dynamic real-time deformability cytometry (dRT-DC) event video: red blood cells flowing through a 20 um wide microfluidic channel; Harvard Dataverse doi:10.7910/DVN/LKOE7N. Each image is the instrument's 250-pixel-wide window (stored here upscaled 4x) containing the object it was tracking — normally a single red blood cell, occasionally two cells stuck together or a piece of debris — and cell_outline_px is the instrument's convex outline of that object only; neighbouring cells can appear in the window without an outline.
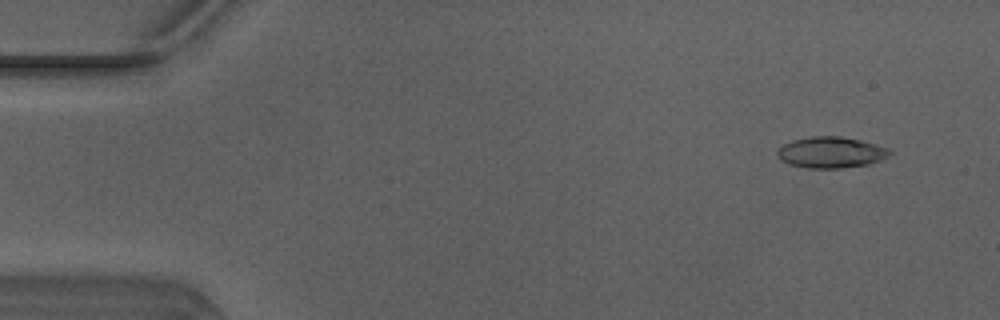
{"species": "Egyptian fruit bat (a non-hibernating species)", "species_latin": "Rousettus aegyptiacus", "temperature_condition": "warm", "stored_images_in_passage": 48, "camera_frame_rate_fps": 3000, "um_per_image_px": 0.085, "animal": {"sex": "male"}, "frame": {"image": 1, "passage_image": 4, "time_ms": 1.0, "image_size_px": [1000, 320], "cell_outline_px": [[892, 152], [888, 156], [880, 160], [868, 164], [844, 168], [808, 168], [788, 164], [780, 160], [776, 152], [784, 144], [792, 140], [812, 136], [840, 136], [860, 140], [876, 144], [888, 148]], "centroid_in_image_um": [70.62, 12.95], "position_along_channel_um": 14.4, "area_um2": 20.4}}
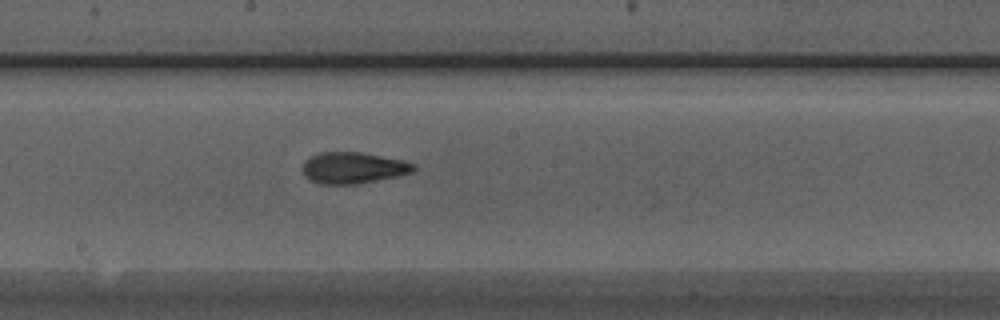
{"frame": {"image": 2, "passage_image": 27, "time_ms": 8.667, "image_size_px": [1000, 320], "cell_outline_px": [[416, 168], [412, 172], [396, 176], [356, 184], [320, 184], [304, 176], [304, 160], [308, 156], [320, 152], [360, 152], [404, 160], [416, 164]], "centroid_in_image_um": [30.01, 14.25], "position_along_channel_um": 218.2, "area_um2": 20.23}}
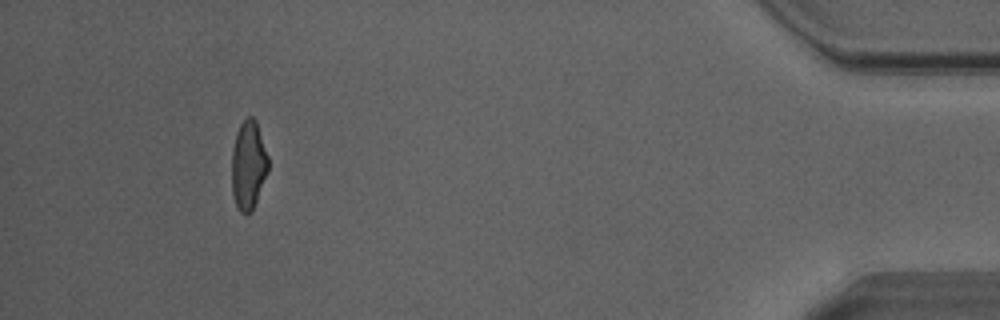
{"frame": {"image": 3, "passage_image": 46, "time_ms": 15.0, "image_size_px": [1000, 320], "cell_outline_px": [[268, 172], [252, 212], [248, 216], [244, 216], [240, 212], [236, 204], [232, 192], [232, 148], [236, 132], [240, 124], [248, 116], [252, 116], [256, 120], [268, 156]], "centroid_in_image_um": [21.11, 14.06], "position_along_channel_um": 414.1, "area_um2": 19.13}, "authors_computed_cell_mechanics": {"area_um2": 20.0566, "velocity_mm_per_s": 4.1678, "shape_relaxation_time_tau1_ms": 4.9184, "shape_relaxation_time_tau2_ms": 1.6228, "deformation_change_tau1": 0.1705, "deformation_change_tau2": 0.1}}